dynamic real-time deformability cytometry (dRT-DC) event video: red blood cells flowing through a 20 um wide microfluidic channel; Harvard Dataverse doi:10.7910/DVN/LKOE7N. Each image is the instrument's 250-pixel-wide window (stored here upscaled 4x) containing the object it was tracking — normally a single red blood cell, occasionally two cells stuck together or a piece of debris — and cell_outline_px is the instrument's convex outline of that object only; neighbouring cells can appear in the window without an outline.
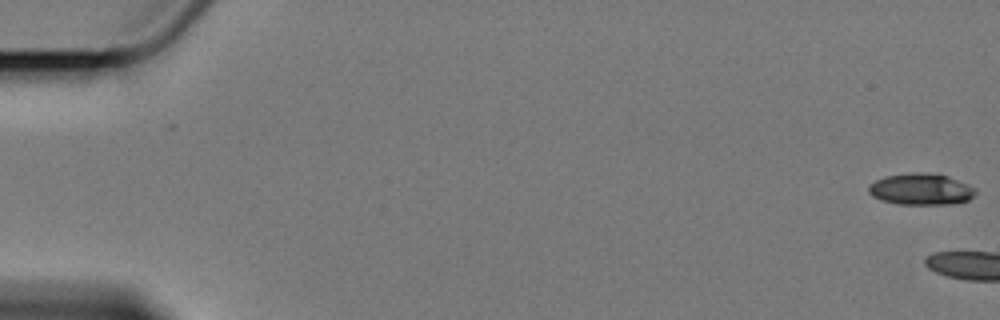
{"species": "Egyptian fruit bat (a non-hibernating species)", "species_latin": "Rousettus aegyptiacus", "temperature_condition": "cold", "stored_images_in_passage": 2, "camera_frame_rate_fps": 3000, "um_per_image_px": 0.085, "animal": {"sex": "female"}, "frame": {"image": 1, "passage_image": 2, "time_ms": 1.333, "image_size_px": [1000, 320], "cell_outline_px": [[976, 192], [968, 200], [952, 204], [896, 204], [880, 200], [872, 196], [868, 192], [868, 184], [884, 176], [912, 172], [928, 172], [948, 176], [968, 184], [976, 188]], "centroid_in_image_um": [78.25, 16.07], "position_along_channel_um": 6.7, "area_um2": 19.83}}